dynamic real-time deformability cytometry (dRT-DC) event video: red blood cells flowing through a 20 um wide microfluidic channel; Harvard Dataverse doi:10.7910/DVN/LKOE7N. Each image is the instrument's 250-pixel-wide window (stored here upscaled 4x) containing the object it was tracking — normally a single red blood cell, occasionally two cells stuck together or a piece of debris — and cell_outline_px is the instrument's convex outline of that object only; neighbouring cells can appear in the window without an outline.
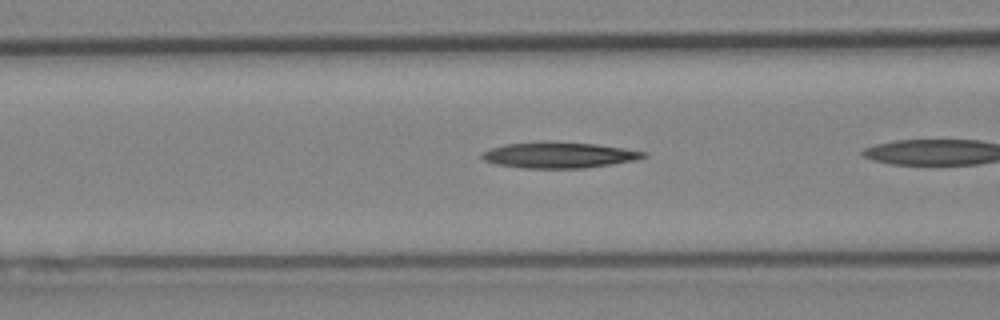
{"species": "Egyptian fruit bat (a non-hibernating species)", "species_latin": "Rousettus aegyptiacus", "temperature_condition": "cold", "stored_images_in_passage": 23, "camera_frame_rate_fps": 3000, "um_per_image_px": 0.085, "animal": {"sex": "female"}, "frame": {"image": 1, "passage_image": 4, "time_ms": 1.0, "image_size_px": [1000, 320], "cell_outline_px": [[648, 156], [632, 160], [584, 168], [524, 168], [496, 164], [484, 160], [480, 156], [484, 152], [492, 148], [504, 144], [540, 140], [552, 140], [596, 144], [644, 152]], "centroid_in_image_um": [47.42, 13.15], "position_along_channel_um": 119.2, "area_um2": 24.39}}
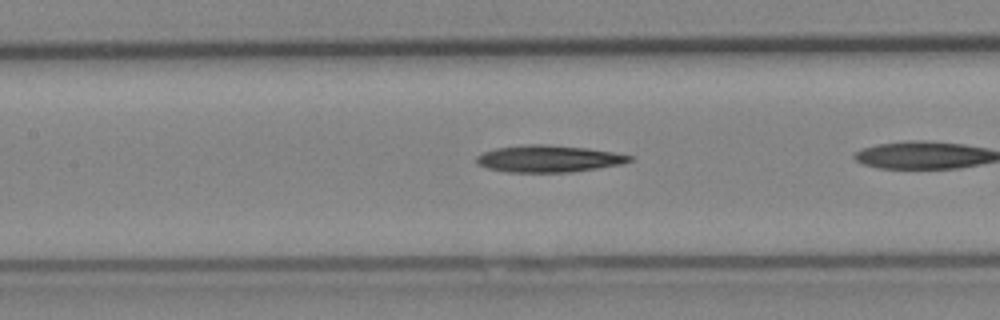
{"frame": {"image": 2, "passage_image": 7, "time_ms": 2.0, "image_size_px": [1000, 320], "cell_outline_px": [[632, 160], [620, 164], [572, 172], [508, 172], [488, 168], [476, 164], [476, 156], [484, 152], [496, 148], [524, 144], [544, 144], [588, 148], [612, 152], [632, 156]], "centroid_in_image_um": [46.59, 13.49], "position_along_channel_um": 160.8, "area_um2": 23.87}}